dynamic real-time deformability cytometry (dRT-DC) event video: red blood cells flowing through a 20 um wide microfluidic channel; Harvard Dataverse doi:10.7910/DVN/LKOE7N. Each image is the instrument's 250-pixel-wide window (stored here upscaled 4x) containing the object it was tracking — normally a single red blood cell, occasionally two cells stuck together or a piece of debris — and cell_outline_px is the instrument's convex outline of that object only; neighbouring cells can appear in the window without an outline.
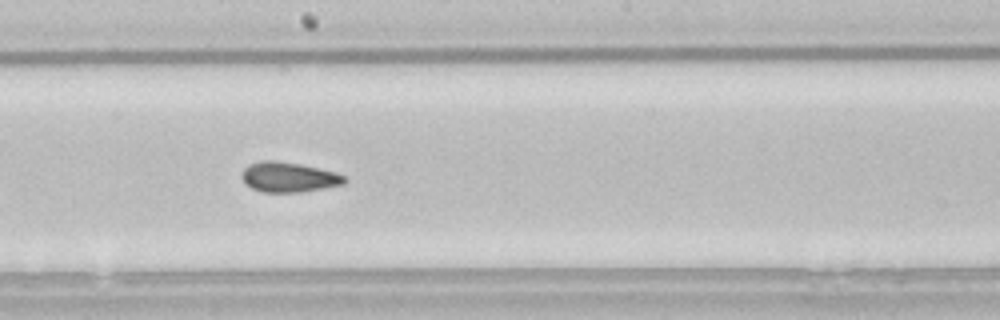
{"species": "common noctule bat (a hibernating species)", "species_latin": "Nyctalus noctula", "temperature_condition": "room temperature", "stored_images_in_passage": 22, "camera_frame_rate_fps": 3000, "um_per_image_px": 0.085, "animal": {"sex": "male", "body_mass_g": 21.5, "forearm_length_mm": 52.0}, "frame": {"image": 1, "passage_image": 16, "time_ms": 5.0, "image_size_px": [1000, 320], "cell_outline_px": [[348, 180], [344, 184], [324, 188], [300, 192], [264, 192], [252, 188], [240, 176], [244, 168], [248, 164], [264, 160], [276, 160], [300, 164], [336, 172], [344, 176]], "centroid_in_image_um": [24.55, 15.05], "position_along_channel_um": 223.7, "area_um2": 17.92}}